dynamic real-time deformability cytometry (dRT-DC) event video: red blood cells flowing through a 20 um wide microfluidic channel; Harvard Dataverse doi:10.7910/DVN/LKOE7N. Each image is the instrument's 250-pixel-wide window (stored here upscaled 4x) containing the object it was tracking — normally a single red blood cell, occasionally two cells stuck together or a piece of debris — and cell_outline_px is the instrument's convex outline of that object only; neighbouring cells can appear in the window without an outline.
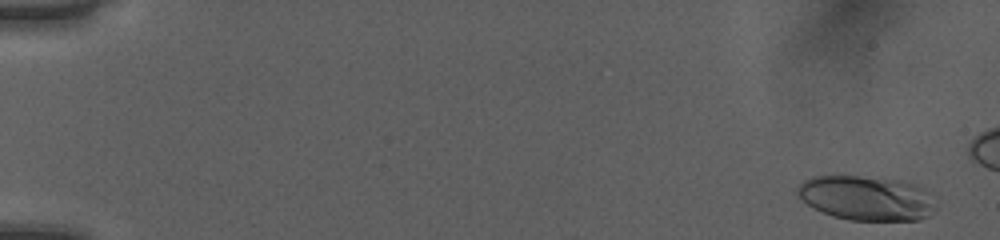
{"species": "human", "species_latin": "Homo sapiens", "temperature_condition": "room temperature", "stored_images_in_passage": 49, "camera_frame_rate_fps": 3000, "um_per_image_px": 0.085, "donor": {"sex": "female"}, "frame": {"image": 1, "passage_image": 3, "time_ms": 0.667, "image_size_px": [1000, 240], "cell_outline_px": [[936, 208], [928, 216], [920, 220], [848, 220], [832, 216], [808, 204], [796, 196], [796, 188], [804, 180], [816, 176], [856, 176], [896, 180], [916, 184], [924, 188], [928, 192]], "centroid_in_image_um": [73.64, 16.84], "position_along_channel_um": 11.4, "area_um2": 35.78}}
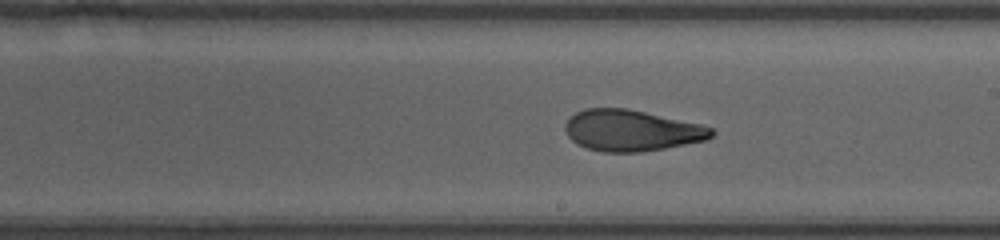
{"frame": {"image": 2, "passage_image": 32, "time_ms": 10.333, "image_size_px": [1000, 240], "cell_outline_px": [[716, 132], [708, 140], [664, 148], [640, 152], [604, 152], [588, 148], [576, 144], [568, 136], [564, 128], [564, 124], [576, 112], [584, 108], [628, 108], [700, 124], [712, 128]], "centroid_in_image_um": [53.68, 11.09], "position_along_channel_um": 235.3, "area_um2": 35.14}}
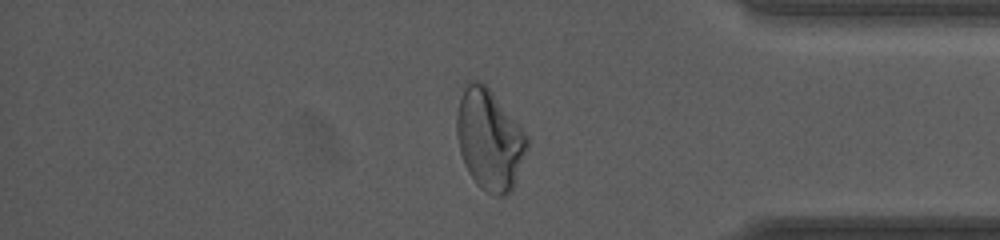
{"frame": {"image": 3, "passage_image": 45, "time_ms": 14.667, "image_size_px": [1000, 240], "cell_outline_px": [[528, 148], [516, 180], [512, 188], [504, 196], [496, 196], [480, 188], [476, 184], [468, 172], [464, 164], [460, 152], [456, 136], [456, 116], [460, 84], [468, 80], [480, 80], [488, 88], [520, 124], [528, 136]], "centroid_in_image_um": [41.56, 11.81], "position_along_channel_um": 393.6, "area_um2": 41.96}}